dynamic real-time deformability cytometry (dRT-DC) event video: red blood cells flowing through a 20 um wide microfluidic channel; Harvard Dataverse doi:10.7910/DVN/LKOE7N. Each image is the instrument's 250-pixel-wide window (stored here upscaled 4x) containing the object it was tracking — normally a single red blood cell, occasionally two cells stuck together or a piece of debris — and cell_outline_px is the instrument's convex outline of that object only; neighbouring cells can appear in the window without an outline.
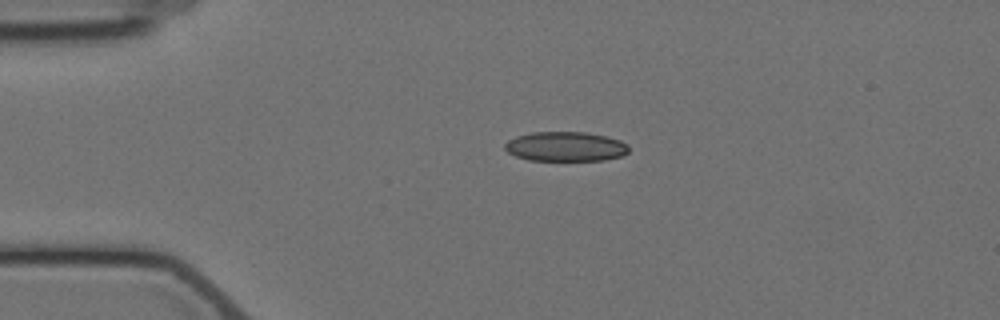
{"species": "Egyptian fruit bat (a non-hibernating species)", "species_latin": "Rousettus aegyptiacus", "temperature_condition": "cold", "stored_images_in_passage": 2, "camera_frame_rate_fps": 3000, "um_per_image_px": 0.085, "animal": {"sex": "female"}, "frame": {"image": 1, "passage_image": 1, "time_ms": 0.0, "image_size_px": [1000, 320], "cell_outline_px": [[628, 152], [620, 156], [604, 160], [528, 160], [516, 156], [508, 152], [504, 148], [504, 144], [508, 140], [516, 136], [532, 132], [588, 132], [608, 136], [620, 140], [628, 144]], "centroid_in_image_um": [48.07, 12.44], "position_along_channel_um": 36.9, "area_um2": 21.44}}